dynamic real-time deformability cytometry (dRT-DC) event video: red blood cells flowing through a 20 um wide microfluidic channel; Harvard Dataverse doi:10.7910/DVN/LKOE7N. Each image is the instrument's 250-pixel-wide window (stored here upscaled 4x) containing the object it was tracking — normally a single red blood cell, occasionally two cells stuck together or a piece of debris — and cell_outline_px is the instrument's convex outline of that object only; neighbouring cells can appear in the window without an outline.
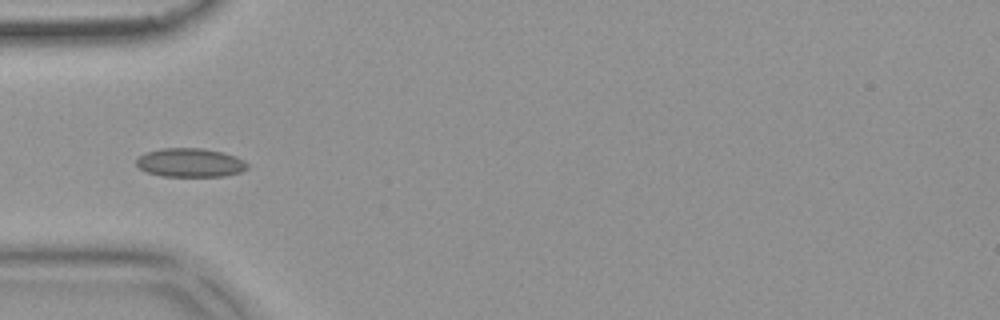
{"species": "common noctule bat (a hibernating species)", "species_latin": "Nyctalus noctula", "temperature_condition": "warm", "stored_images_in_passage": 41, "camera_frame_rate_fps": 3000, "um_per_image_px": 0.085, "animal": {"sex": "female", "body_mass_g": 18.4}, "frame": {"image": 1, "passage_image": 5, "time_ms": 1.333, "image_size_px": [1000, 320], "cell_outline_px": [[248, 168], [240, 172], [224, 176], [160, 176], [148, 172], [140, 168], [136, 164], [136, 160], [140, 156], [148, 152], [160, 148], [204, 148], [236, 156], [244, 160], [248, 164]], "centroid_in_image_um": [16.18, 13.82], "position_along_channel_um": 68.8, "area_um2": 18.55}}
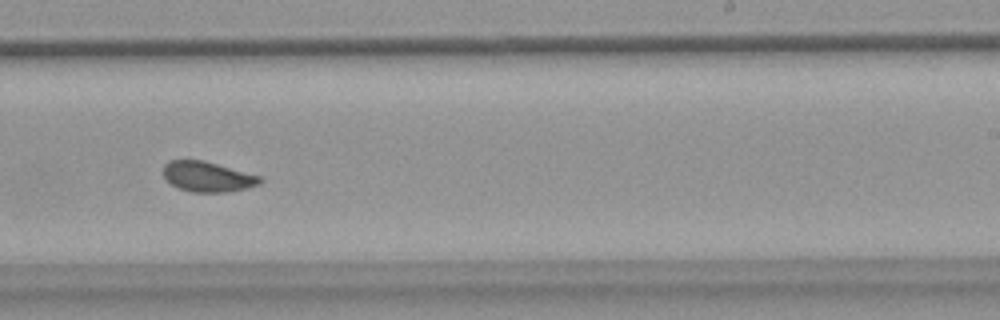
{"frame": {"image": 2, "passage_image": 21, "time_ms": 6.667, "image_size_px": [1000, 320], "cell_outline_px": [[264, 180], [260, 184], [248, 188], [228, 192], [192, 192], [180, 188], [172, 184], [164, 176], [164, 164], [168, 160], [204, 160], [260, 176]], "centroid_in_image_um": [17.68, 15.02], "position_along_channel_um": 271.3, "area_um2": 16.99}}
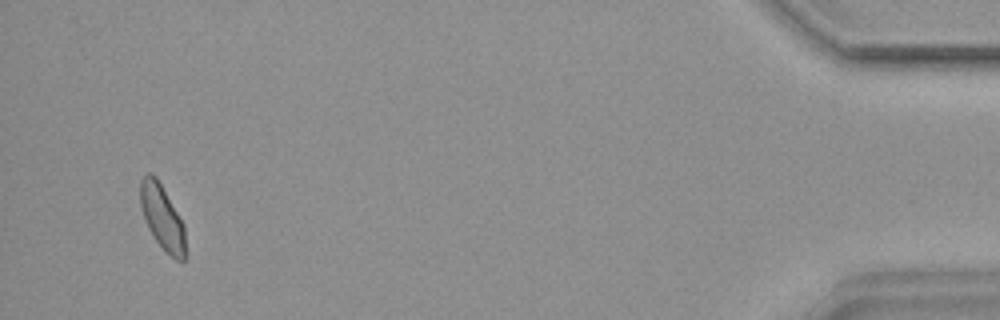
{"frame": {"image": 3, "passage_image": 39, "time_ms": 12.667, "image_size_px": [1000, 320], "cell_outline_px": [[184, 260], [176, 260], [164, 252], [152, 236], [148, 228], [140, 208], [140, 180], [148, 172], [156, 176], [184, 224]], "centroid_in_image_um": [13.75, 18.47], "position_along_channel_um": 421.4, "area_um2": 16.99}, "authors_computed_cell_mechanics": {"area_um2": 17.3978, "velocity_mm_per_s": 3.8168, "shape_relaxation_time_tau1_ms": 9.726, "shape_relaxation_time_tau2_ms": 1.172, "deformation_change_tau1": 0.1132, "deformation_change_tau2": 0.0387}}